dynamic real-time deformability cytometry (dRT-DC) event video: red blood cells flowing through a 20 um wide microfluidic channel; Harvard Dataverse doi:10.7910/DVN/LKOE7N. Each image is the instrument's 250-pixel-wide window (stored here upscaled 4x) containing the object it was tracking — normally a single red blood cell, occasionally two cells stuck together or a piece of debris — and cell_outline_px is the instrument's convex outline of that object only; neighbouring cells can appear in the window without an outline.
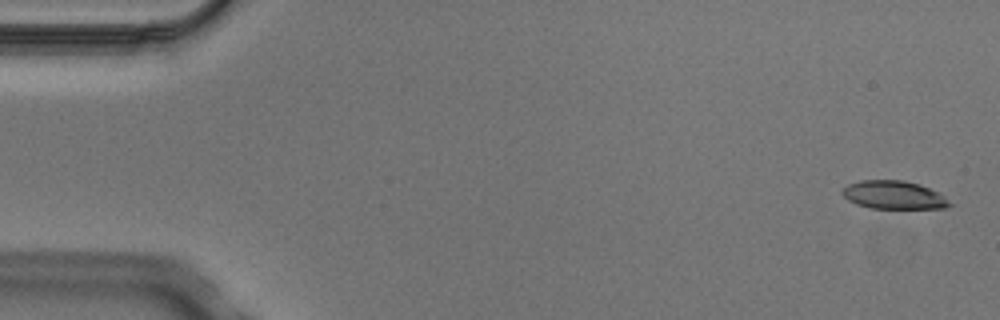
{"species": "Egyptian fruit bat (a non-hibernating species)", "species_latin": "Rousettus aegyptiacus", "temperature_condition": "cold", "stored_images_in_passage": 6, "segment_of_instrument_passage": [2, 2], "camera_frame_rate_fps": 3000, "um_per_image_px": 0.085, "animal": {"sex": "male"}, "frame": {"image": 1, "passage_image": 6, "time_ms": 1.667, "image_size_px": [1000, 320], "cell_outline_px": [[952, 204], [944, 208], [868, 208], [856, 204], [848, 200], [840, 192], [848, 184], [860, 180], [904, 180], [920, 184], [944, 196]], "centroid_in_image_um": [75.93, 16.57], "position_along_channel_um": 9.1, "area_um2": 17.57}}